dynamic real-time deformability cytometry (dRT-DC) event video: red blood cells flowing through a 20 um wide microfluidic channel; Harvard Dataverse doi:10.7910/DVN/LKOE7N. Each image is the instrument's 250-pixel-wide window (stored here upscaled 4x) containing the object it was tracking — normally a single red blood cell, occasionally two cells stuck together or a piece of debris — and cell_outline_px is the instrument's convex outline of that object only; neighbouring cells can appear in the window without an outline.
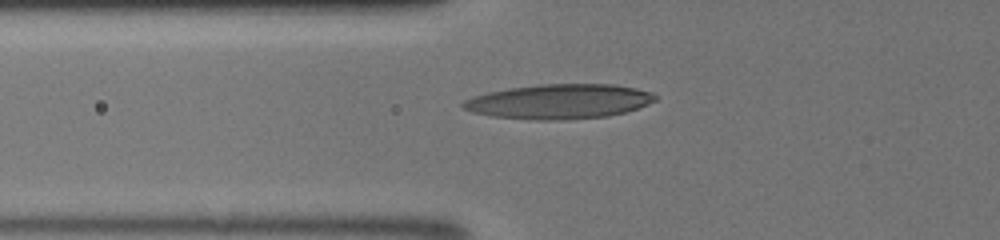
{"species": "human", "species_latin": "Homo sapiens", "temperature_condition": "room temperature", "stored_images_in_passage": 28, "camera_frame_rate_fps": 3000, "um_per_image_px": 0.085, "donor": {"sex": "male"}, "frame": {"image": 1, "passage_image": 2, "time_ms": 0.333, "image_size_px": [1000, 240], "cell_outline_px": [[656, 100], [648, 104], [624, 112], [608, 116], [560, 120], [536, 120], [492, 116], [472, 112], [464, 108], [460, 104], [464, 100], [472, 96], [488, 92], [508, 88], [540, 84], [612, 84], [636, 88], [652, 92], [656, 96]], "centroid_in_image_um": [47.51, 8.62], "position_along_channel_um": 78.3, "area_um2": 38.84}}
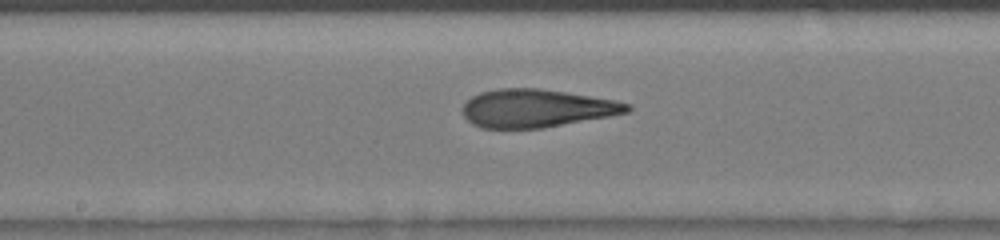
{"frame": {"image": 2, "passage_image": 10, "time_ms": 3.0, "image_size_px": [1000, 240], "cell_outline_px": [[632, 108], [628, 112], [608, 116], [544, 128], [480, 128], [472, 124], [464, 116], [464, 104], [472, 96], [480, 92], [500, 88], [540, 88], [616, 100], [632, 104]], "centroid_in_image_um": [45.62, 9.2], "position_along_channel_um": 202.6, "area_um2": 36.41}}
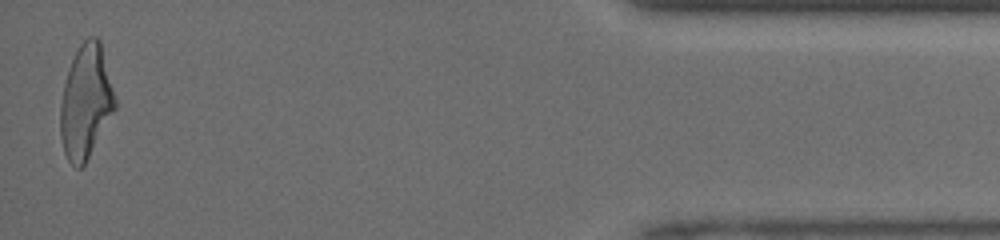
{"frame": {"image": 3, "passage_image": 28, "time_ms": 9.0, "image_size_px": [1000, 240], "cell_outline_px": [[116, 108], [84, 164], [80, 168], [76, 168], [68, 160], [64, 152], [60, 136], [60, 104], [64, 84], [72, 60], [80, 44], [88, 36], [96, 36], [100, 40], [116, 100]], "centroid_in_image_um": [7.28, 8.65], "position_along_channel_um": 427.9, "area_um2": 35.78}}